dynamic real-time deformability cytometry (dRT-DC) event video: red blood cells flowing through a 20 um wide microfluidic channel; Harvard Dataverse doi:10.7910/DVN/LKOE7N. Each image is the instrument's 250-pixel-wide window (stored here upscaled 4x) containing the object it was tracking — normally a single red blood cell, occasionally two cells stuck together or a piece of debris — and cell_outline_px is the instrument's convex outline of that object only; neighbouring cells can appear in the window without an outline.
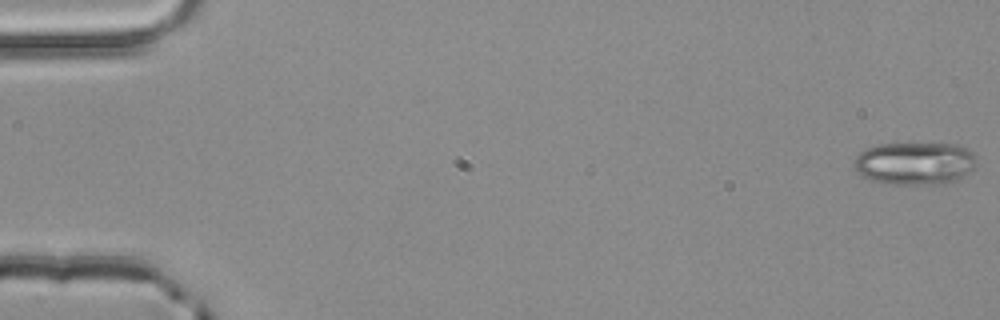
{"species": "common noctule bat (a hibernating species)", "species_latin": "Nyctalus noctula", "temperature_condition": "room temperature", "stored_images_in_passage": 4, "camera_frame_rate_fps": 3000, "um_per_image_px": 0.085, "animal": {"sex": "male", "body_mass_g": 20.4}, "frame": {"image": 1, "passage_image": 1, "time_ms": 0.0, "image_size_px": [1000, 320], "cell_outline_px": [[976, 164], [968, 172], [956, 180], [944, 184], [884, 184], [872, 180], [856, 172], [852, 164], [852, 160], [864, 148], [876, 144], [956, 144], [972, 152], [976, 156]], "centroid_in_image_um": [77.7, 13.88], "position_along_channel_um": 7.3, "area_um2": 30.69}}
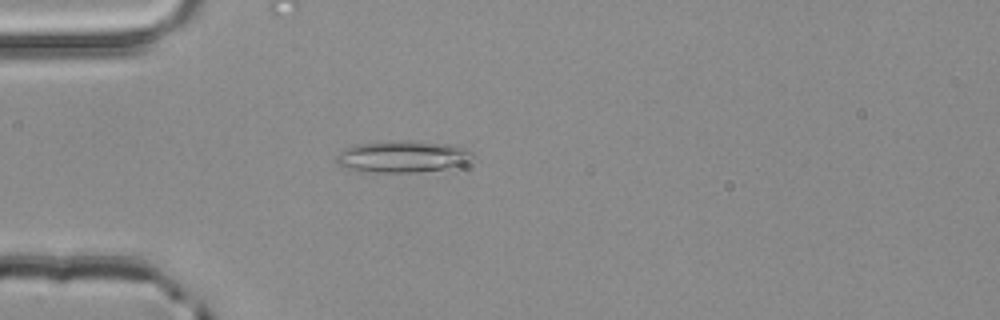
{"frame": {"image": 2, "passage_image": 4, "time_ms": 1.0, "image_size_px": [1000, 320], "cell_outline_px": [[472, 156], [468, 160], [460, 164], [444, 168], [412, 172], [368, 172], [344, 168], [336, 164], [336, 156], [340, 152], [356, 144], [388, 140], [404, 140], [456, 144], [468, 148], [472, 152]], "centroid_in_image_um": [34.18, 13.28], "position_along_channel_um": 50.8, "area_um2": 25.26}}